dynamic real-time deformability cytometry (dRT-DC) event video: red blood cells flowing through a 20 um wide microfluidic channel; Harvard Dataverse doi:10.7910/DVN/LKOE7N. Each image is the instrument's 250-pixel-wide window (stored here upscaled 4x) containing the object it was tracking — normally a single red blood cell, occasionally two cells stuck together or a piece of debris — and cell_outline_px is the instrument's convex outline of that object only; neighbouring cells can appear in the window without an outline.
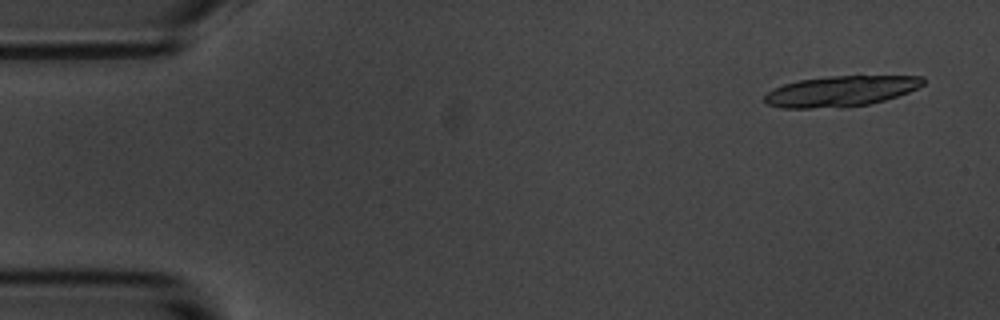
{"species": "common noctule bat (a hibernating species)", "species_latin": "Nyctalus noctula", "temperature_condition": "room temperature", "stored_images_in_passage": 10, "camera_frame_rate_fps": 3000, "um_per_image_px": 0.085, "animal": {"sex": "male", "body_mass_g": 20.1, "forearm_length_mm": 53.5}, "frame": {"image": 1, "passage_image": 1, "time_ms": 0.0, "image_size_px": [1000, 320], "cell_outline_px": [[924, 84], [908, 92], [884, 100], [868, 104], [840, 108], [784, 108], [764, 104], [764, 96], [772, 88], [784, 84], [800, 80], [828, 76], [924, 76]], "centroid_in_image_um": [71.42, 7.76], "position_along_channel_um": 13.6, "area_um2": 28.32}}
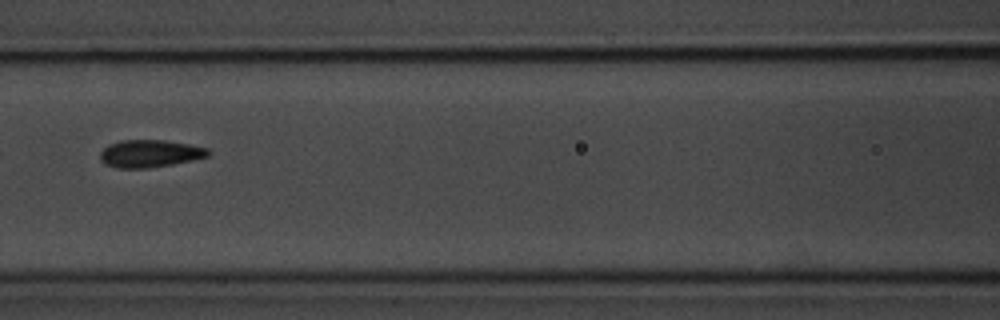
{"frame": {"image": 2, "passage_image": 7, "time_ms": 7.333, "image_size_px": [1000, 320], "cell_outline_px": [[212, 152], [208, 156], [192, 160], [172, 164], [148, 168], [116, 168], [104, 164], [100, 160], [100, 152], [108, 144], [120, 140], [164, 140], [188, 144], [208, 148]], "centroid_in_image_um": [12.72, 13.05], "position_along_channel_um": 153.9, "area_um2": 17.4}}